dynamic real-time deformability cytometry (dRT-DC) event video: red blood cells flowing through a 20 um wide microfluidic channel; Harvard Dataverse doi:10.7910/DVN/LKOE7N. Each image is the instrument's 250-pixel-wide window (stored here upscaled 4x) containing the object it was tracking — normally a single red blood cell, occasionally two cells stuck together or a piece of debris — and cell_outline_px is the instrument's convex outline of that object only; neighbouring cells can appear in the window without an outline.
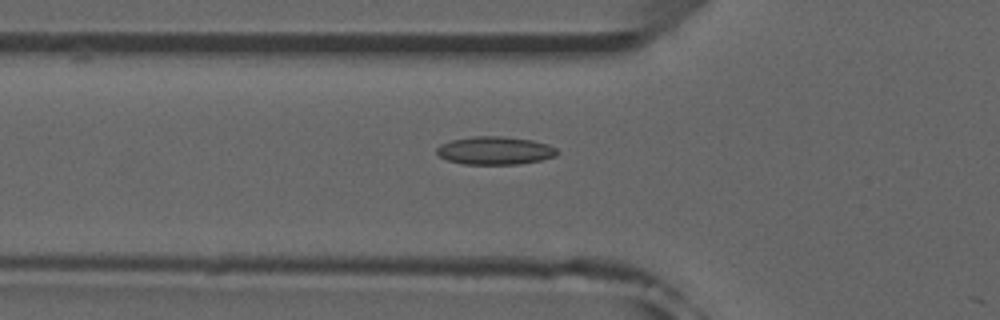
{"species": "common noctule bat (a hibernating species)", "species_latin": "Nyctalus noctula", "temperature_condition": "room temperature", "stored_images_in_passage": 4, "camera_frame_rate_fps": 3000, "um_per_image_px": 0.085, "animal": {"sex": "male", "forearm_length_mm": 52.5}, "frame": {"image": 1, "passage_image": 2, "time_ms": 0.333, "image_size_px": [1000, 320], "cell_outline_px": [[560, 152], [556, 156], [540, 160], [516, 164], [464, 164], [448, 160], [440, 156], [436, 152], [436, 148], [440, 144], [452, 140], [472, 136], [500, 136], [532, 140], [548, 144], [556, 148]], "centroid_in_image_um": [42.08, 12.79], "position_along_channel_um": 83.7, "area_um2": 19.65}}